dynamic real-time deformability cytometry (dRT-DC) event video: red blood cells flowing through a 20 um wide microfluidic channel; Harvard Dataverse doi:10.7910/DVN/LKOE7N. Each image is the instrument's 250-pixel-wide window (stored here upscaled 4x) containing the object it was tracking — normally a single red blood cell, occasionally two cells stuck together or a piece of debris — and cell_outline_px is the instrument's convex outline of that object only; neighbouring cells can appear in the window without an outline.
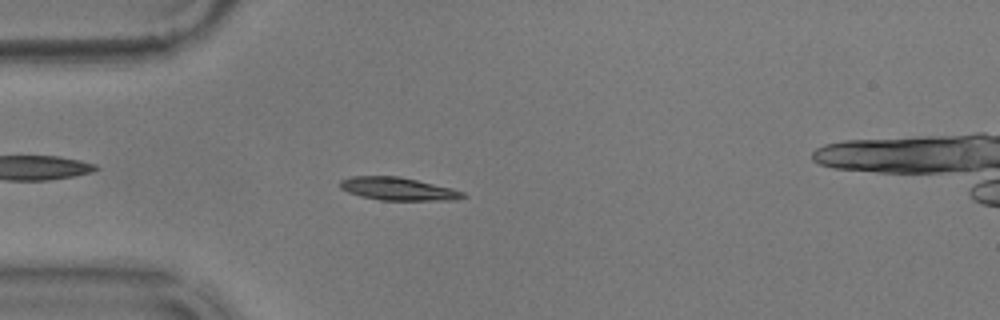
{"species": "common noctule bat (a hibernating species)", "species_latin": "Nyctalus noctula", "temperature_condition": "warm", "stored_images_in_passage": 57, "camera_frame_rate_fps": 3000, "um_per_image_px": 0.085, "animal": {"sex": "male", "body_mass_g": 17.9}, "frame": {"image": 1, "passage_image": 15, "time_ms": 4.667, "image_size_px": [1000, 320], "cell_outline_px": [[468, 196], [456, 200], [380, 200], [360, 196], [348, 192], [340, 188], [340, 180], [352, 176], [396, 176], [416, 180], [452, 188], [464, 192]], "centroid_in_image_um": [33.84, 16.06], "position_along_channel_um": 51.2, "area_um2": 16.36}}
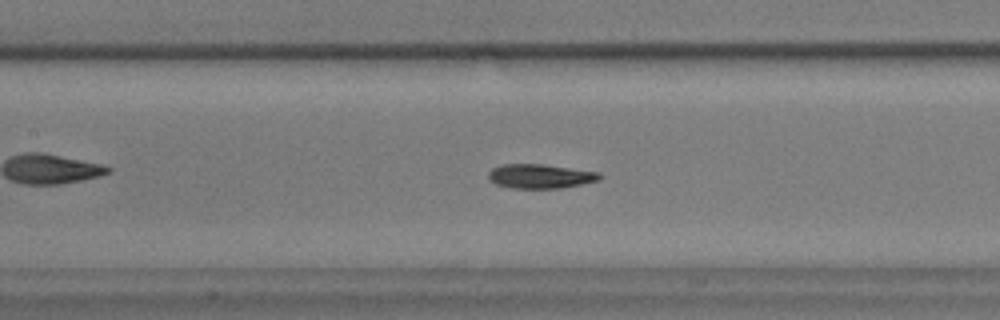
{"frame": {"image": 2, "passage_image": 25, "time_ms": 8.0, "image_size_px": [1000, 320], "cell_outline_px": [[604, 176], [600, 180], [560, 188], [512, 188], [496, 184], [488, 180], [488, 172], [492, 168], [504, 164], [544, 164], [600, 172]], "centroid_in_image_um": [45.93, 14.97], "position_along_channel_um": 161.5, "area_um2": 15.84}}
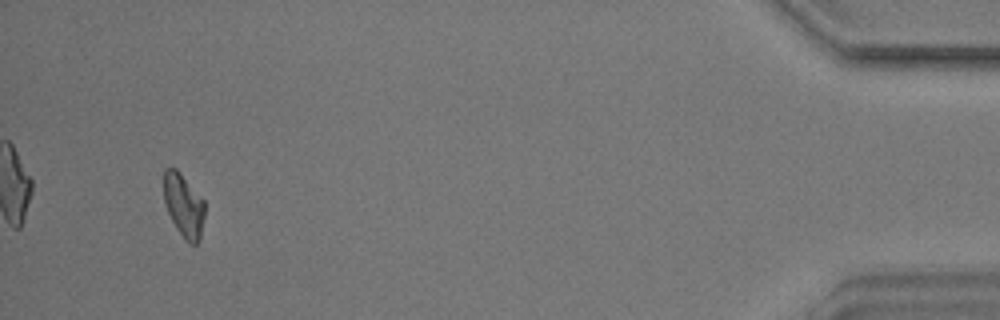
{"frame": {"image": 3, "passage_image": 53, "time_ms": 17.333, "image_size_px": [1000, 320], "cell_outline_px": [[204, 216], [200, 240], [196, 244], [192, 244], [184, 240], [176, 228], [168, 212], [164, 200], [164, 168], [176, 168], [204, 200]], "centroid_in_image_um": [15.62, 17.48], "position_along_channel_um": 419.6, "area_um2": 15.03}, "authors_computed_cell_mechanics": {"area_um2": 15.606, "velocity_mm_per_s": 3.5737, "shape_relaxation_time_tau1_ms": 3.8657, "shape_relaxation_time_tau2_ms": 4.6432, "deformation_change_tau1": 0.1665, "deformation_change_tau2": 0.095}}